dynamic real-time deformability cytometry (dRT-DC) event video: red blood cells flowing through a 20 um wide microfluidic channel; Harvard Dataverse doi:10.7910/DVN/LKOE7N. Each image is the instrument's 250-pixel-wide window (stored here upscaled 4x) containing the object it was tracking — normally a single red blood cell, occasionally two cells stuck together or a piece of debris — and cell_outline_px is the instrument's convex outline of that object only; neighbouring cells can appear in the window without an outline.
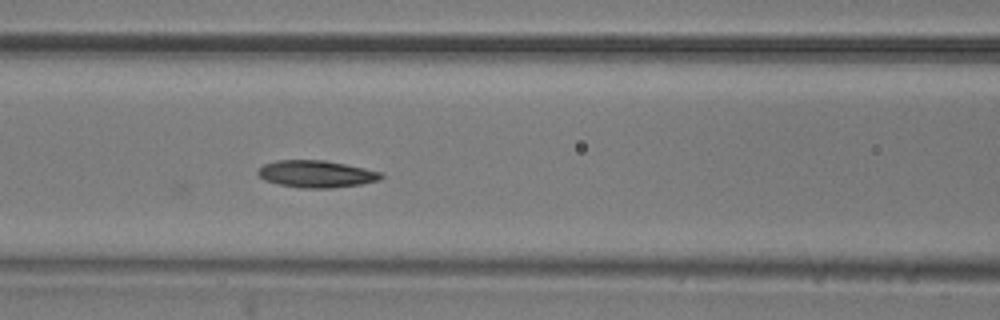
{"species": "common noctule bat (a hibernating species)", "species_latin": "Nyctalus noctula", "temperature_condition": "room temperature", "stored_images_in_passage": 22, "camera_frame_rate_fps": 3000, "um_per_image_px": 0.085, "animal": {"sex": "male", "body_mass_g": 20.5, "forearm_length_mm": 52.5}, "frame": {"image": 1, "passage_image": 22, "time_ms": 7.0, "image_size_px": [1000, 320], "cell_outline_px": [[384, 176], [380, 180], [360, 184], [332, 188], [300, 188], [280, 184], [264, 180], [256, 172], [264, 164], [276, 160], [324, 160], [364, 168], [380, 172]], "centroid_in_image_um": [26.88, 14.79], "position_along_channel_um": 139.7, "area_um2": 19.31}}